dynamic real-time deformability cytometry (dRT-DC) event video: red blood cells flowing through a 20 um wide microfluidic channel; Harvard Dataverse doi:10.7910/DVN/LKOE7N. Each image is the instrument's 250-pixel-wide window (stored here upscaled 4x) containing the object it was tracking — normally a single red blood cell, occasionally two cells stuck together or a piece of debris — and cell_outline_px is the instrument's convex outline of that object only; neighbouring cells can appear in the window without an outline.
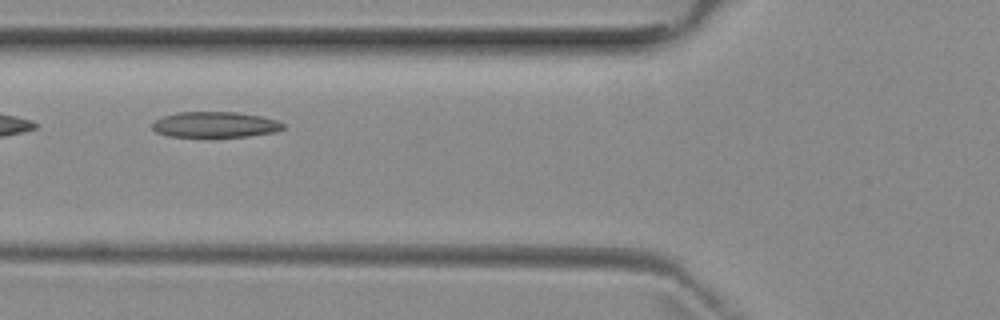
{"species": "common noctule bat (a hibernating species)", "species_latin": "Nyctalus noctula", "temperature_condition": "room temperature", "stored_images_in_passage": 5, "camera_frame_rate_fps": 3000, "um_per_image_px": 0.085, "animal": {"sex": "female", "body_mass_g": 29.2, "forearm_length_mm": 56.3}, "frame": {"image": 1, "passage_image": 5, "time_ms": 5.333, "image_size_px": [1000, 320], "cell_outline_px": [[284, 128], [276, 132], [248, 136], [168, 136], [156, 132], [152, 128], [152, 124], [156, 120], [164, 116], [176, 112], [236, 112], [260, 116], [276, 120], [284, 124]], "centroid_in_image_um": [18.29, 10.58], "position_along_channel_um": 107.5, "area_um2": 19.36}}